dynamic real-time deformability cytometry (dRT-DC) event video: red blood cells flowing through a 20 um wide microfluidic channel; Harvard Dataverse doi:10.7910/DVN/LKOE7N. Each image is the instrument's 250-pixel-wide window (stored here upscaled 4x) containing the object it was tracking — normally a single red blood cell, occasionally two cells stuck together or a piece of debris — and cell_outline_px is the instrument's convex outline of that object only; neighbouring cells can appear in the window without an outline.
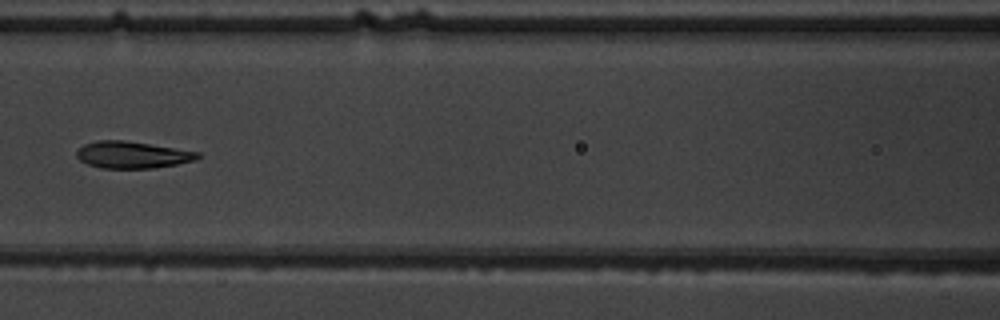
{"species": "common noctule bat (a hibernating species)", "species_latin": "Nyctalus noctula", "temperature_condition": "warm", "stored_images_in_passage": 6, "camera_frame_rate_fps": 3000, "um_per_image_px": 0.085, "animal": {"sex": "male", "body_mass_g": 19.5, "forearm_length_mm": 54.6}, "frame": {"image": 1, "passage_image": 6, "time_ms": 5.667, "image_size_px": [1000, 320], "cell_outline_px": [[200, 156], [196, 160], [176, 164], [152, 168], [100, 168], [88, 164], [80, 160], [76, 156], [76, 152], [84, 144], [96, 140], [124, 140], [200, 152]], "centroid_in_image_um": [11.23, 13.16], "position_along_channel_um": 155.4, "area_um2": 18.84}}